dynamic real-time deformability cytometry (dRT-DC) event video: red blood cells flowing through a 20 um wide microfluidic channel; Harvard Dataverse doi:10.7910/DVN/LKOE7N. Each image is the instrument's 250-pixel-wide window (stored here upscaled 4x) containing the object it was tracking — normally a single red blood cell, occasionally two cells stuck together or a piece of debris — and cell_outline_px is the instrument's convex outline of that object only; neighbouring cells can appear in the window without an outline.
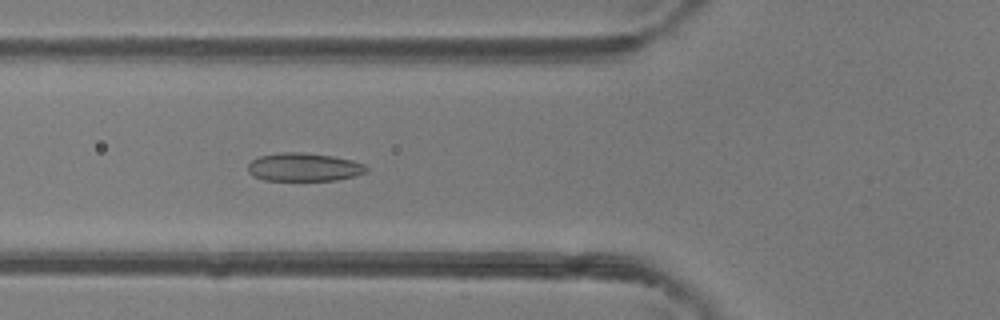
{"species": "common noctule bat (a hibernating species)", "species_latin": "Nyctalus noctula", "temperature_condition": "room temperature", "stored_images_in_passage": 46, "camera_frame_rate_fps": 3000, "um_per_image_px": 0.085, "animal": {"sex": "female"}, "frame": {"image": 1, "passage_image": 17, "time_ms": 5.333, "image_size_px": [1000, 320], "cell_outline_px": [[368, 172], [356, 176], [336, 180], [264, 180], [252, 176], [248, 172], [248, 164], [252, 160], [260, 156], [280, 152], [300, 152], [332, 156], [352, 160], [364, 164], [368, 168]], "centroid_in_image_um": [25.84, 14.21], "position_along_channel_um": 100.0, "area_um2": 19.59}}
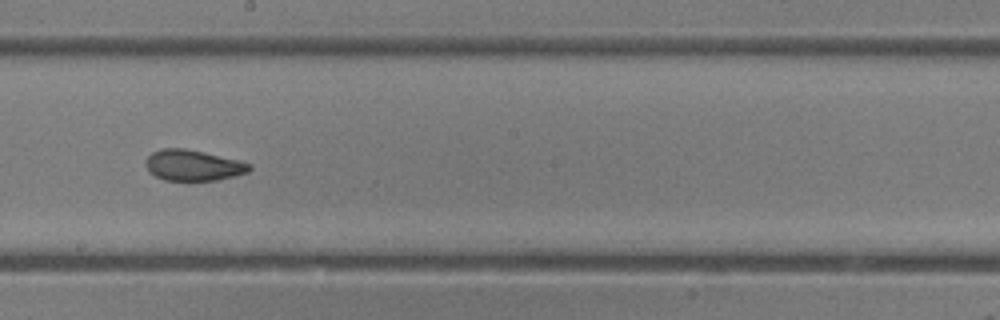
{"frame": {"image": 2, "passage_image": 26, "time_ms": 8.333, "image_size_px": [1000, 320], "cell_outline_px": [[252, 168], [248, 172], [216, 180], [188, 184], [164, 180], [148, 172], [148, 156], [152, 152], [160, 148], [184, 148], [204, 152], [252, 164]], "centroid_in_image_um": [16.4, 14.1], "position_along_channel_um": 231.8, "area_um2": 19.07}}
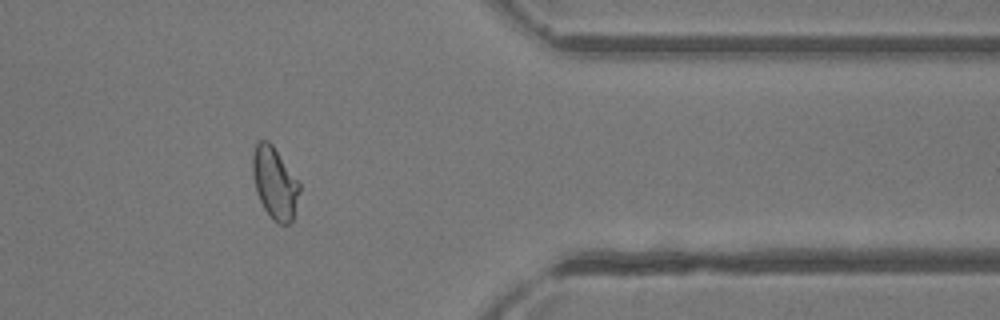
{"frame": {"image": 3, "passage_image": 38, "time_ms": 12.333, "image_size_px": [1000, 320], "cell_outline_px": [[300, 192], [292, 220], [288, 224], [280, 224], [272, 220], [264, 208], [256, 192], [252, 172], [252, 156], [256, 140], [268, 140], [272, 144], [300, 184]], "centroid_in_image_um": [23.33, 15.54], "position_along_channel_um": 388.1, "area_um2": 19.59}, "authors_computed_cell_mechanics": {"area_um2": 20.23, "velocity_mm_per_s": 4.3733, "shape_relaxation_time_tau1_ms": 6.2801, "shape_relaxation_time_tau2_ms": 1.4175, "deformation_change_tau1": 0.1587, "deformation_change_tau2": 0.0634}}